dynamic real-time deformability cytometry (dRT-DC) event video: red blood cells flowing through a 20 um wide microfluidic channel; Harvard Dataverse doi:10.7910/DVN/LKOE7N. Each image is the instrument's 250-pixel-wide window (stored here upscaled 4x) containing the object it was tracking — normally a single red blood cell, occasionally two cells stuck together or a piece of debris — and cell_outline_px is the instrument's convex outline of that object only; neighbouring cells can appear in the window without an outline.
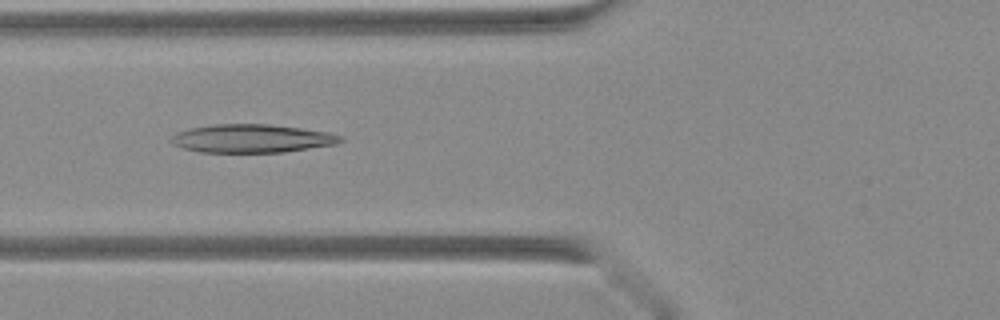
{"species": "Egyptian fruit bat (a non-hibernating species)", "species_latin": "Rousettus aegyptiacus", "temperature_condition": "warm", "stored_images_in_passage": 39, "camera_frame_rate_fps": 3000, "um_per_image_px": 0.085, "animal": {"sex": "female"}, "frame": {"image": 1, "passage_image": 13, "time_ms": 4.0, "image_size_px": [1000, 320], "cell_outline_px": [[344, 140], [336, 144], [284, 152], [200, 152], [184, 148], [172, 144], [168, 140], [172, 136], [180, 132], [192, 128], [216, 124], [268, 124], [300, 128], [328, 132], [344, 136]], "centroid_in_image_um": [21.44, 11.77], "position_along_channel_um": 104.4, "area_um2": 27.8}}
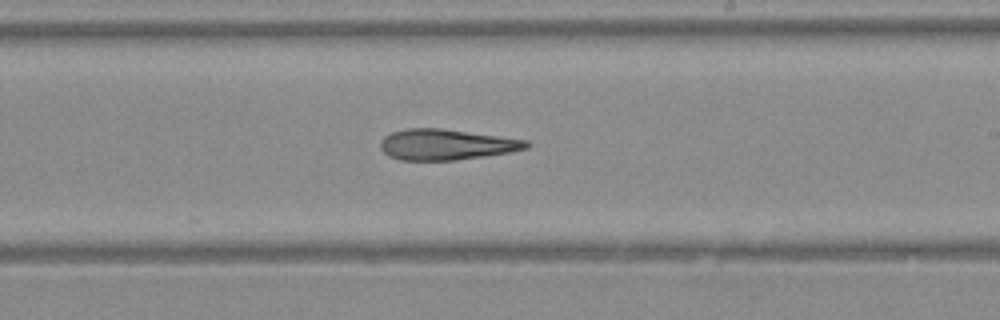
{"frame": {"image": 2, "passage_image": 22, "time_ms": 7.0, "image_size_px": [1000, 320], "cell_outline_px": [[532, 144], [528, 148], [508, 152], [484, 156], [456, 160], [400, 160], [388, 156], [380, 148], [380, 144], [384, 136], [392, 132], [408, 128], [440, 128], [528, 140]], "centroid_in_image_um": [37.92, 12.29], "position_along_channel_um": 251.1, "area_um2": 26.07}}
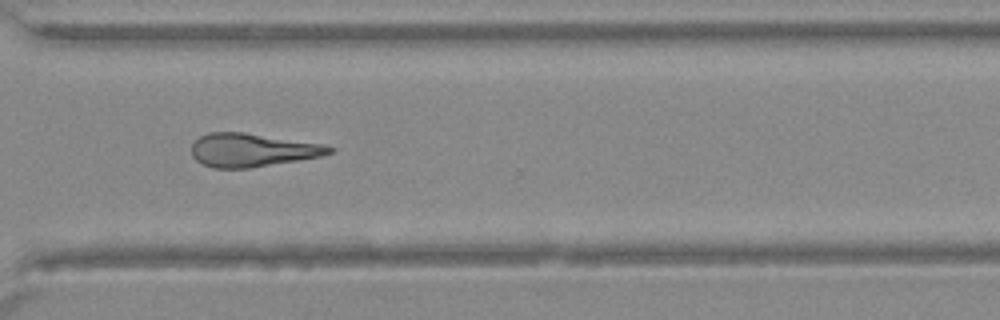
{"frame": {"image": 3, "passage_image": 28, "time_ms": 9.0, "image_size_px": [1000, 320], "cell_outline_px": [[332, 152], [320, 156], [248, 168], [212, 168], [196, 160], [192, 156], [192, 144], [200, 136], [208, 132], [244, 132], [320, 144], [332, 148]], "centroid_in_image_um": [21.35, 12.75], "position_along_channel_um": 349.3, "area_um2": 26.24}}